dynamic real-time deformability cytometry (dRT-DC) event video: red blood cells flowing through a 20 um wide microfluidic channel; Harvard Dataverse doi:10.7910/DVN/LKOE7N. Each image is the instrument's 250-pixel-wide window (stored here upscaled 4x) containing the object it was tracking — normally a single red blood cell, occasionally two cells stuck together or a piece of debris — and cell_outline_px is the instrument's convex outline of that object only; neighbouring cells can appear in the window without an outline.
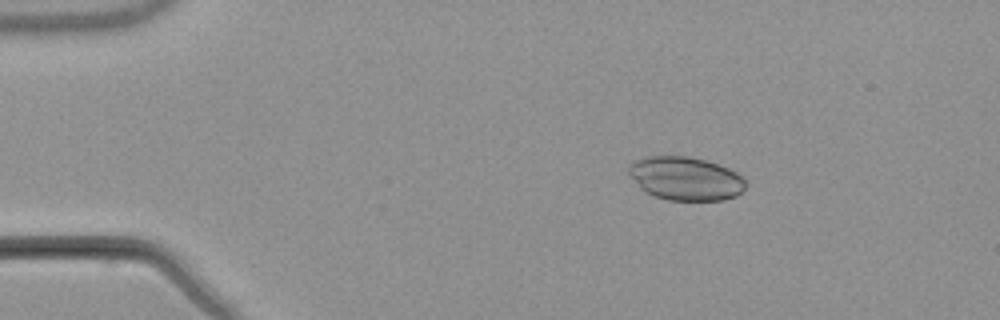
{"species": "common noctule bat (a hibernating species)", "species_latin": "Nyctalus noctula", "temperature_condition": "warm", "stored_images_in_passage": 5, "camera_frame_rate_fps": 3000, "um_per_image_px": 0.085, "animal": {"sex": "male", "body_mass_g": 21.5, "forearm_length_mm": 52.0}, "frame": {"image": 1, "passage_image": 3, "time_ms": 2.333, "image_size_px": [1000, 320], "cell_outline_px": [[744, 188], [736, 196], [724, 200], [668, 200], [644, 192], [640, 188], [628, 172], [628, 164], [636, 160], [648, 156], [688, 156], [704, 160], [728, 168], [736, 172], [744, 180]], "centroid_in_image_um": [58.24, 15.17], "position_along_channel_um": 26.8, "area_um2": 29.42}}